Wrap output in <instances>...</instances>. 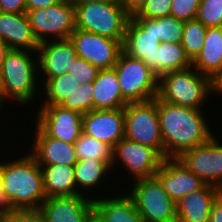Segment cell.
<instances>
[{"instance_id": "obj_35", "label": "cell", "mask_w": 222, "mask_h": 222, "mask_svg": "<svg viewBox=\"0 0 222 222\" xmlns=\"http://www.w3.org/2000/svg\"><path fill=\"white\" fill-rule=\"evenodd\" d=\"M172 0H147L133 18H161L169 16Z\"/></svg>"}, {"instance_id": "obj_25", "label": "cell", "mask_w": 222, "mask_h": 222, "mask_svg": "<svg viewBox=\"0 0 222 222\" xmlns=\"http://www.w3.org/2000/svg\"><path fill=\"white\" fill-rule=\"evenodd\" d=\"M93 212L102 222H145L130 196L93 200Z\"/></svg>"}, {"instance_id": "obj_1", "label": "cell", "mask_w": 222, "mask_h": 222, "mask_svg": "<svg viewBox=\"0 0 222 222\" xmlns=\"http://www.w3.org/2000/svg\"><path fill=\"white\" fill-rule=\"evenodd\" d=\"M158 114L164 158H178L184 151L207 142L213 136L200 109L158 99Z\"/></svg>"}, {"instance_id": "obj_4", "label": "cell", "mask_w": 222, "mask_h": 222, "mask_svg": "<svg viewBox=\"0 0 222 222\" xmlns=\"http://www.w3.org/2000/svg\"><path fill=\"white\" fill-rule=\"evenodd\" d=\"M76 29L119 40L123 43L131 17L119 0L74 3Z\"/></svg>"}, {"instance_id": "obj_42", "label": "cell", "mask_w": 222, "mask_h": 222, "mask_svg": "<svg viewBox=\"0 0 222 222\" xmlns=\"http://www.w3.org/2000/svg\"><path fill=\"white\" fill-rule=\"evenodd\" d=\"M11 209L8 206V203L6 202L3 192H2V186H1V174H0V219L4 217Z\"/></svg>"}, {"instance_id": "obj_9", "label": "cell", "mask_w": 222, "mask_h": 222, "mask_svg": "<svg viewBox=\"0 0 222 222\" xmlns=\"http://www.w3.org/2000/svg\"><path fill=\"white\" fill-rule=\"evenodd\" d=\"M33 35L38 43L47 41L48 34L59 39H68L76 30L75 8L71 0H62L59 3L40 9L26 12Z\"/></svg>"}, {"instance_id": "obj_44", "label": "cell", "mask_w": 222, "mask_h": 222, "mask_svg": "<svg viewBox=\"0 0 222 222\" xmlns=\"http://www.w3.org/2000/svg\"><path fill=\"white\" fill-rule=\"evenodd\" d=\"M71 1L73 3H92V2L101 3V2H110L114 0H71Z\"/></svg>"}, {"instance_id": "obj_32", "label": "cell", "mask_w": 222, "mask_h": 222, "mask_svg": "<svg viewBox=\"0 0 222 222\" xmlns=\"http://www.w3.org/2000/svg\"><path fill=\"white\" fill-rule=\"evenodd\" d=\"M60 105L83 115L94 110V83L81 84Z\"/></svg>"}, {"instance_id": "obj_36", "label": "cell", "mask_w": 222, "mask_h": 222, "mask_svg": "<svg viewBox=\"0 0 222 222\" xmlns=\"http://www.w3.org/2000/svg\"><path fill=\"white\" fill-rule=\"evenodd\" d=\"M200 2L201 0H172L170 15L184 22L194 20Z\"/></svg>"}, {"instance_id": "obj_2", "label": "cell", "mask_w": 222, "mask_h": 222, "mask_svg": "<svg viewBox=\"0 0 222 222\" xmlns=\"http://www.w3.org/2000/svg\"><path fill=\"white\" fill-rule=\"evenodd\" d=\"M2 192L11 210H38L46 195L41 167L29 154L0 164Z\"/></svg>"}, {"instance_id": "obj_43", "label": "cell", "mask_w": 222, "mask_h": 222, "mask_svg": "<svg viewBox=\"0 0 222 222\" xmlns=\"http://www.w3.org/2000/svg\"><path fill=\"white\" fill-rule=\"evenodd\" d=\"M9 50L8 45L0 38V69Z\"/></svg>"}, {"instance_id": "obj_11", "label": "cell", "mask_w": 222, "mask_h": 222, "mask_svg": "<svg viewBox=\"0 0 222 222\" xmlns=\"http://www.w3.org/2000/svg\"><path fill=\"white\" fill-rule=\"evenodd\" d=\"M77 55L99 69H111L123 51L122 42L76 29L69 38Z\"/></svg>"}, {"instance_id": "obj_20", "label": "cell", "mask_w": 222, "mask_h": 222, "mask_svg": "<svg viewBox=\"0 0 222 222\" xmlns=\"http://www.w3.org/2000/svg\"><path fill=\"white\" fill-rule=\"evenodd\" d=\"M219 195L220 189L208 184L187 194L176 203L177 222H209L213 202Z\"/></svg>"}, {"instance_id": "obj_40", "label": "cell", "mask_w": 222, "mask_h": 222, "mask_svg": "<svg viewBox=\"0 0 222 222\" xmlns=\"http://www.w3.org/2000/svg\"><path fill=\"white\" fill-rule=\"evenodd\" d=\"M130 16L135 15L147 0H119Z\"/></svg>"}, {"instance_id": "obj_23", "label": "cell", "mask_w": 222, "mask_h": 222, "mask_svg": "<svg viewBox=\"0 0 222 222\" xmlns=\"http://www.w3.org/2000/svg\"><path fill=\"white\" fill-rule=\"evenodd\" d=\"M94 83V110L123 109L128 102L123 98L114 68L100 69Z\"/></svg>"}, {"instance_id": "obj_45", "label": "cell", "mask_w": 222, "mask_h": 222, "mask_svg": "<svg viewBox=\"0 0 222 222\" xmlns=\"http://www.w3.org/2000/svg\"><path fill=\"white\" fill-rule=\"evenodd\" d=\"M86 222H102L98 216L93 212Z\"/></svg>"}, {"instance_id": "obj_30", "label": "cell", "mask_w": 222, "mask_h": 222, "mask_svg": "<svg viewBox=\"0 0 222 222\" xmlns=\"http://www.w3.org/2000/svg\"><path fill=\"white\" fill-rule=\"evenodd\" d=\"M80 86L77 78L65 73L45 81L47 99L43 105H60Z\"/></svg>"}, {"instance_id": "obj_19", "label": "cell", "mask_w": 222, "mask_h": 222, "mask_svg": "<svg viewBox=\"0 0 222 222\" xmlns=\"http://www.w3.org/2000/svg\"><path fill=\"white\" fill-rule=\"evenodd\" d=\"M36 127L34 151L30 155L39 166L76 164L78 159L74 144L50 137L38 125Z\"/></svg>"}, {"instance_id": "obj_34", "label": "cell", "mask_w": 222, "mask_h": 222, "mask_svg": "<svg viewBox=\"0 0 222 222\" xmlns=\"http://www.w3.org/2000/svg\"><path fill=\"white\" fill-rule=\"evenodd\" d=\"M100 69L96 66H93L88 61L84 60L77 56L73 60L71 68L68 69V72L71 76L77 78L79 84L91 83L93 82L99 73Z\"/></svg>"}, {"instance_id": "obj_17", "label": "cell", "mask_w": 222, "mask_h": 222, "mask_svg": "<svg viewBox=\"0 0 222 222\" xmlns=\"http://www.w3.org/2000/svg\"><path fill=\"white\" fill-rule=\"evenodd\" d=\"M160 43L152 33V27L143 18H129L122 43L125 54L142 60L153 71L154 53Z\"/></svg>"}, {"instance_id": "obj_16", "label": "cell", "mask_w": 222, "mask_h": 222, "mask_svg": "<svg viewBox=\"0 0 222 222\" xmlns=\"http://www.w3.org/2000/svg\"><path fill=\"white\" fill-rule=\"evenodd\" d=\"M38 210L44 222H86L93 213V200L82 194L46 198Z\"/></svg>"}, {"instance_id": "obj_3", "label": "cell", "mask_w": 222, "mask_h": 222, "mask_svg": "<svg viewBox=\"0 0 222 222\" xmlns=\"http://www.w3.org/2000/svg\"><path fill=\"white\" fill-rule=\"evenodd\" d=\"M191 69L193 67L161 75L157 98L173 105L199 109L210 92H216V87L209 77Z\"/></svg>"}, {"instance_id": "obj_38", "label": "cell", "mask_w": 222, "mask_h": 222, "mask_svg": "<svg viewBox=\"0 0 222 222\" xmlns=\"http://www.w3.org/2000/svg\"><path fill=\"white\" fill-rule=\"evenodd\" d=\"M0 12L26 13V0H0Z\"/></svg>"}, {"instance_id": "obj_24", "label": "cell", "mask_w": 222, "mask_h": 222, "mask_svg": "<svg viewBox=\"0 0 222 222\" xmlns=\"http://www.w3.org/2000/svg\"><path fill=\"white\" fill-rule=\"evenodd\" d=\"M43 175V188L46 198L81 194L75 184L74 166H40Z\"/></svg>"}, {"instance_id": "obj_18", "label": "cell", "mask_w": 222, "mask_h": 222, "mask_svg": "<svg viewBox=\"0 0 222 222\" xmlns=\"http://www.w3.org/2000/svg\"><path fill=\"white\" fill-rule=\"evenodd\" d=\"M37 52L40 54L38 67L47 76V80L67 73L78 56L69 38L41 42Z\"/></svg>"}, {"instance_id": "obj_26", "label": "cell", "mask_w": 222, "mask_h": 222, "mask_svg": "<svg viewBox=\"0 0 222 222\" xmlns=\"http://www.w3.org/2000/svg\"><path fill=\"white\" fill-rule=\"evenodd\" d=\"M192 67V61L186 55L181 43L161 42L156 48L153 61V72L161 75Z\"/></svg>"}, {"instance_id": "obj_15", "label": "cell", "mask_w": 222, "mask_h": 222, "mask_svg": "<svg viewBox=\"0 0 222 222\" xmlns=\"http://www.w3.org/2000/svg\"><path fill=\"white\" fill-rule=\"evenodd\" d=\"M154 176L175 203L205 185L178 158H164Z\"/></svg>"}, {"instance_id": "obj_8", "label": "cell", "mask_w": 222, "mask_h": 222, "mask_svg": "<svg viewBox=\"0 0 222 222\" xmlns=\"http://www.w3.org/2000/svg\"><path fill=\"white\" fill-rule=\"evenodd\" d=\"M136 182L129 196L145 222H177L176 203L155 176Z\"/></svg>"}, {"instance_id": "obj_13", "label": "cell", "mask_w": 222, "mask_h": 222, "mask_svg": "<svg viewBox=\"0 0 222 222\" xmlns=\"http://www.w3.org/2000/svg\"><path fill=\"white\" fill-rule=\"evenodd\" d=\"M112 156L113 162L118 156L136 180L153 177L164 159L154 148L125 138L113 147Z\"/></svg>"}, {"instance_id": "obj_12", "label": "cell", "mask_w": 222, "mask_h": 222, "mask_svg": "<svg viewBox=\"0 0 222 222\" xmlns=\"http://www.w3.org/2000/svg\"><path fill=\"white\" fill-rule=\"evenodd\" d=\"M37 125L50 137L74 144L82 133L83 114L61 105H43Z\"/></svg>"}, {"instance_id": "obj_28", "label": "cell", "mask_w": 222, "mask_h": 222, "mask_svg": "<svg viewBox=\"0 0 222 222\" xmlns=\"http://www.w3.org/2000/svg\"><path fill=\"white\" fill-rule=\"evenodd\" d=\"M111 168L112 167L102 160H78L74 165L76 188L77 185L85 188L97 186L103 175H105L107 171H110L109 169Z\"/></svg>"}, {"instance_id": "obj_21", "label": "cell", "mask_w": 222, "mask_h": 222, "mask_svg": "<svg viewBox=\"0 0 222 222\" xmlns=\"http://www.w3.org/2000/svg\"><path fill=\"white\" fill-rule=\"evenodd\" d=\"M0 38L10 49L37 51L39 47L26 13L0 12Z\"/></svg>"}, {"instance_id": "obj_10", "label": "cell", "mask_w": 222, "mask_h": 222, "mask_svg": "<svg viewBox=\"0 0 222 222\" xmlns=\"http://www.w3.org/2000/svg\"><path fill=\"white\" fill-rule=\"evenodd\" d=\"M178 159L205 184L222 187V145L215 136L184 151Z\"/></svg>"}, {"instance_id": "obj_31", "label": "cell", "mask_w": 222, "mask_h": 222, "mask_svg": "<svg viewBox=\"0 0 222 222\" xmlns=\"http://www.w3.org/2000/svg\"><path fill=\"white\" fill-rule=\"evenodd\" d=\"M207 27L197 19L184 23L181 45L191 61L200 53L205 40Z\"/></svg>"}, {"instance_id": "obj_39", "label": "cell", "mask_w": 222, "mask_h": 222, "mask_svg": "<svg viewBox=\"0 0 222 222\" xmlns=\"http://www.w3.org/2000/svg\"><path fill=\"white\" fill-rule=\"evenodd\" d=\"M209 222H222V195L220 194L213 202Z\"/></svg>"}, {"instance_id": "obj_6", "label": "cell", "mask_w": 222, "mask_h": 222, "mask_svg": "<svg viewBox=\"0 0 222 222\" xmlns=\"http://www.w3.org/2000/svg\"><path fill=\"white\" fill-rule=\"evenodd\" d=\"M124 115V138L152 147L164 158V145L158 114V98L143 102H130L124 107Z\"/></svg>"}, {"instance_id": "obj_33", "label": "cell", "mask_w": 222, "mask_h": 222, "mask_svg": "<svg viewBox=\"0 0 222 222\" xmlns=\"http://www.w3.org/2000/svg\"><path fill=\"white\" fill-rule=\"evenodd\" d=\"M196 19L206 27H221L222 0H201Z\"/></svg>"}, {"instance_id": "obj_46", "label": "cell", "mask_w": 222, "mask_h": 222, "mask_svg": "<svg viewBox=\"0 0 222 222\" xmlns=\"http://www.w3.org/2000/svg\"><path fill=\"white\" fill-rule=\"evenodd\" d=\"M216 92L222 93V77L215 83Z\"/></svg>"}, {"instance_id": "obj_41", "label": "cell", "mask_w": 222, "mask_h": 222, "mask_svg": "<svg viewBox=\"0 0 222 222\" xmlns=\"http://www.w3.org/2000/svg\"><path fill=\"white\" fill-rule=\"evenodd\" d=\"M62 0H26V8L28 10L40 9L53 6Z\"/></svg>"}, {"instance_id": "obj_22", "label": "cell", "mask_w": 222, "mask_h": 222, "mask_svg": "<svg viewBox=\"0 0 222 222\" xmlns=\"http://www.w3.org/2000/svg\"><path fill=\"white\" fill-rule=\"evenodd\" d=\"M192 67L216 83L222 77V26L207 27L204 45Z\"/></svg>"}, {"instance_id": "obj_5", "label": "cell", "mask_w": 222, "mask_h": 222, "mask_svg": "<svg viewBox=\"0 0 222 222\" xmlns=\"http://www.w3.org/2000/svg\"><path fill=\"white\" fill-rule=\"evenodd\" d=\"M35 63L28 50H9L0 69L1 104L10 96L24 104L34 98L35 73L39 72Z\"/></svg>"}, {"instance_id": "obj_7", "label": "cell", "mask_w": 222, "mask_h": 222, "mask_svg": "<svg viewBox=\"0 0 222 222\" xmlns=\"http://www.w3.org/2000/svg\"><path fill=\"white\" fill-rule=\"evenodd\" d=\"M113 68L117 73L122 96L128 103L157 97L159 77L142 60L122 51Z\"/></svg>"}, {"instance_id": "obj_29", "label": "cell", "mask_w": 222, "mask_h": 222, "mask_svg": "<svg viewBox=\"0 0 222 222\" xmlns=\"http://www.w3.org/2000/svg\"><path fill=\"white\" fill-rule=\"evenodd\" d=\"M151 27L152 33L160 42L181 43L184 29V21L174 16H163L161 18H143Z\"/></svg>"}, {"instance_id": "obj_27", "label": "cell", "mask_w": 222, "mask_h": 222, "mask_svg": "<svg viewBox=\"0 0 222 222\" xmlns=\"http://www.w3.org/2000/svg\"><path fill=\"white\" fill-rule=\"evenodd\" d=\"M78 160L95 159L106 162L113 166V148L94 137L81 133L80 138L74 143Z\"/></svg>"}, {"instance_id": "obj_14", "label": "cell", "mask_w": 222, "mask_h": 222, "mask_svg": "<svg viewBox=\"0 0 222 222\" xmlns=\"http://www.w3.org/2000/svg\"><path fill=\"white\" fill-rule=\"evenodd\" d=\"M82 133L105 142L113 148L124 138V108L92 110L85 113L82 120Z\"/></svg>"}, {"instance_id": "obj_37", "label": "cell", "mask_w": 222, "mask_h": 222, "mask_svg": "<svg viewBox=\"0 0 222 222\" xmlns=\"http://www.w3.org/2000/svg\"><path fill=\"white\" fill-rule=\"evenodd\" d=\"M0 222H44L39 210H10Z\"/></svg>"}]
</instances>
